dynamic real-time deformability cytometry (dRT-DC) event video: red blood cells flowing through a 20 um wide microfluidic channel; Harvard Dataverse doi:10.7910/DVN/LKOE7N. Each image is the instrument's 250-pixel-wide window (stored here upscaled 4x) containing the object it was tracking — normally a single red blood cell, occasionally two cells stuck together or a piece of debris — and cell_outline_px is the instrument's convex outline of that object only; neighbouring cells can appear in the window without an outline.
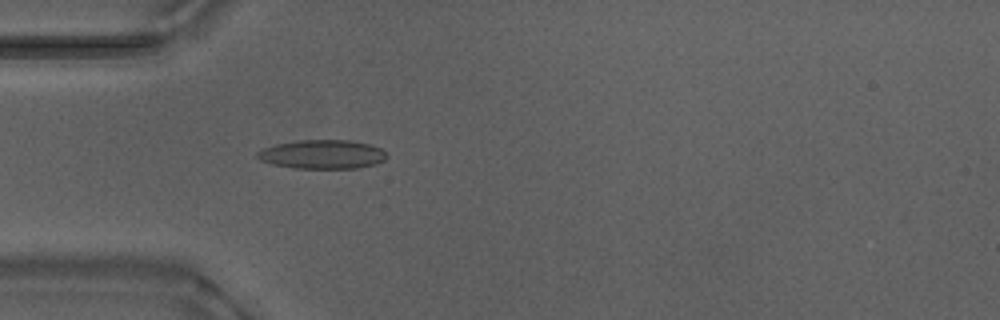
{"species": "Egyptian fruit bat (a non-hibernating species)", "species_latin": "Rousettus aegyptiacus", "temperature_condition": "warm", "stored_images_in_passage": 53, "camera_frame_rate_fps": 3000, "um_per_image_px": 0.085, "animal": {"sex": "male"}, "frame": {"image": 1, "passage_image": 16, "time_ms": 5.0, "image_size_px": [1000, 320], "cell_outline_px": [[388, 156], [384, 160], [376, 164], [356, 168], [296, 168], [272, 164], [260, 160], [256, 156], [256, 152], [264, 148], [276, 144], [300, 140], [348, 140], [372, 144], [380, 148]], "centroid_in_image_um": [27.41, 13.11], "position_along_channel_um": 57.6, "area_um2": 21.79}}
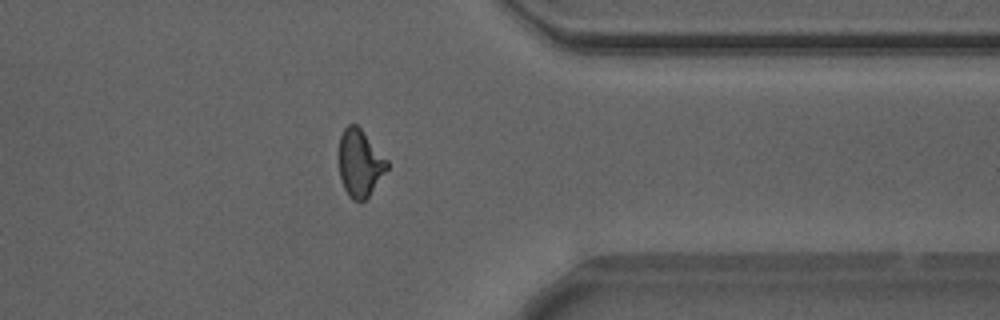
{"frame": {"image": 2, "passage_image": 42, "time_ms": 13.667, "image_size_px": [1000, 320], "cell_outline_px": [[388, 168], [368, 196], [360, 204], [352, 200], [348, 196], [344, 188], [340, 176], [340, 136], [344, 128], [348, 124], [356, 124], [360, 128], [388, 160]], "centroid_in_image_um": [30.59, 13.89], "position_along_channel_um": 380.8, "area_um2": 18.67}}
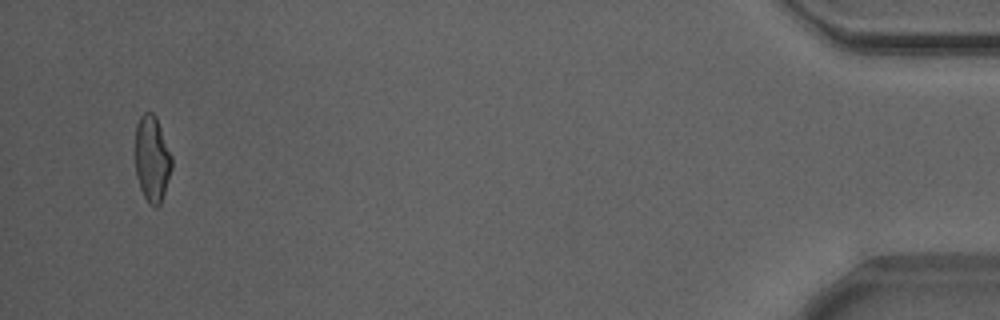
{"frame": {"image": 3, "passage_image": 51, "time_ms": 16.667, "image_size_px": [1000, 320], "cell_outline_px": [[172, 168], [160, 204], [156, 208], [148, 204], [140, 188], [136, 176], [136, 124], [140, 116], [144, 112], [152, 112], [156, 116], [172, 156]], "centroid_in_image_um": [12.92, 13.5], "position_along_channel_um": 422.3, "area_um2": 18.32}, "authors_computed_cell_mechanics": {"area_um2": 19.4786, "velocity_mm_per_s": 3.8877, "shape_relaxation_time_tau1_ms": 6.2257, "shape_relaxation_time_tau2_ms": 1.8132, "deformation_change_tau1": 0.1849, "deformation_change_tau2": 0.0928}}